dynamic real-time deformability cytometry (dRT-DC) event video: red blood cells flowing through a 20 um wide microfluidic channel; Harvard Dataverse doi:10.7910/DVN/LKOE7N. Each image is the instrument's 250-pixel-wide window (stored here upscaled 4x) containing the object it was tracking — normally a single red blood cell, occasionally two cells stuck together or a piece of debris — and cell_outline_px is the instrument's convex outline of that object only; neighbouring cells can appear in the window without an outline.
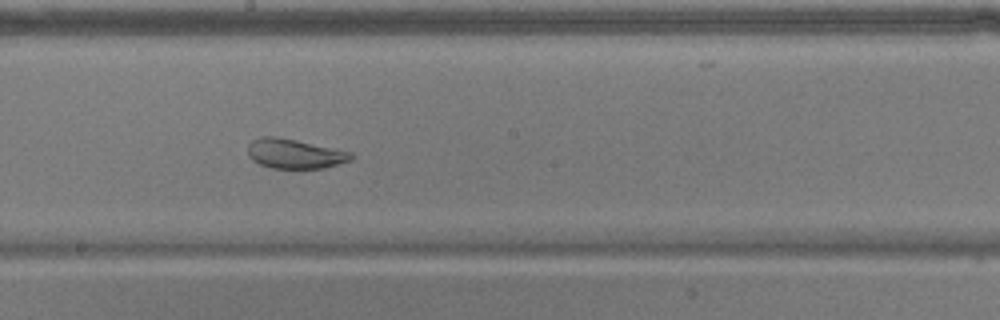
{"species": "common noctule bat (a hibernating species)", "species_latin": "Nyctalus noctula", "temperature_condition": "warm", "stored_images_in_passage": 55, "camera_frame_rate_fps": 3000, "um_per_image_px": 0.085, "animal": {"sex": "male", "body_mass_g": 17.9}, "frame": {"image": 1, "passage_image": 30, "time_ms": 9.667, "image_size_px": [1000, 320], "cell_outline_px": [[352, 160], [324, 168], [272, 168], [260, 164], [252, 160], [248, 156], [248, 144], [252, 140], [264, 136], [276, 136], [296, 140], [352, 152]], "centroid_in_image_um": [25.03, 13.06], "position_along_channel_um": 223.2, "area_um2": 17.74}}
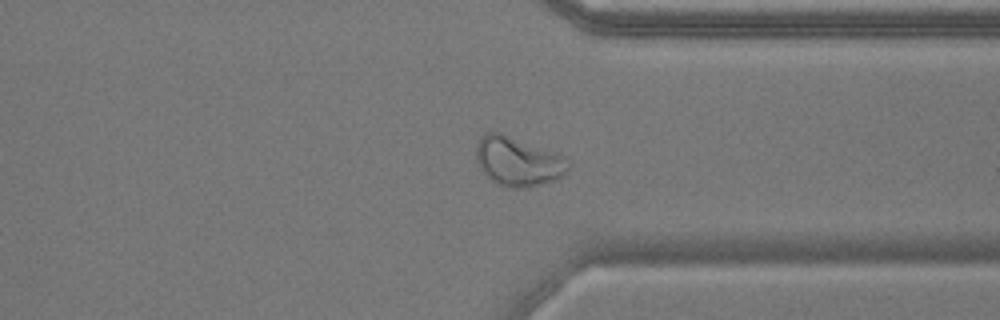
{"frame": {"image": 2, "passage_image": 42, "time_ms": 13.667, "image_size_px": [1000, 320], "cell_outline_px": [[572, 164], [568, 172], [564, 176], [556, 180], [528, 188], [508, 188], [492, 180], [480, 168], [476, 160], [476, 148], [484, 132], [500, 132], [564, 156]], "centroid_in_image_um": [44.07, 13.74], "position_along_channel_um": 367.3, "area_um2": 26.47}}
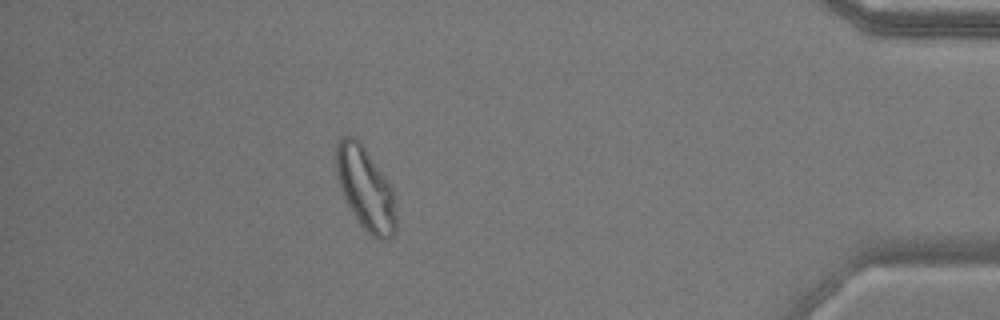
{"frame": {"image": 3, "passage_image": 49, "time_ms": 16.0, "image_size_px": [1000, 320], "cell_outline_px": [[396, 232], [388, 240], [380, 240], [372, 236], [360, 224], [348, 204], [340, 188], [336, 176], [336, 144], [340, 136], [348, 132], [360, 140], [392, 188], [396, 216]], "centroid_in_image_um": [31.05, 15.98], "position_along_channel_um": 404.2, "area_um2": 29.02}, "authors_computed_cell_mechanics": {"area_um2": 26.4724, "velocity_mm_per_s": 3.6278, "shape_relaxation_time_tau1_ms": null, "shape_relaxation_time_tau2_ms": 0.871, "deformation_change_tau1": null, "deformation_change_tau2": 0.0585}}